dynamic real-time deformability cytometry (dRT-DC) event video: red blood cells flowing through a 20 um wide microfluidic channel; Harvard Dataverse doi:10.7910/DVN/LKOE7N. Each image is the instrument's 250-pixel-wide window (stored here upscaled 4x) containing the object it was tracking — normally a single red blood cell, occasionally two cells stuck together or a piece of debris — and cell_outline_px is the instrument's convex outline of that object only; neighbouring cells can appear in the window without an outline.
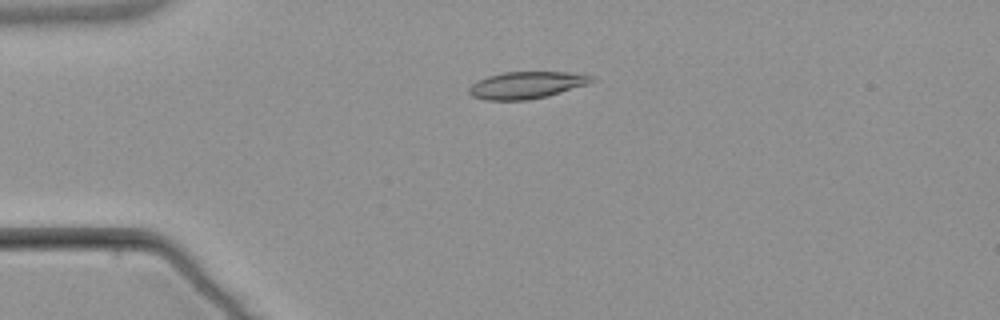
{"species": "common noctule bat (a hibernating species)", "species_latin": "Nyctalus noctula", "temperature_condition": "warm", "stored_images_in_passage": 6, "camera_frame_rate_fps": 3000, "um_per_image_px": 0.085, "animal": {"sex": "male", "body_mass_g": 21.5, "forearm_length_mm": 52.0}, "frame": {"image": 1, "passage_image": 4, "time_ms": 3.667, "image_size_px": [1000, 320], "cell_outline_px": [[596, 80], [588, 84], [548, 96], [528, 100], [484, 100], [472, 96], [468, 92], [468, 88], [472, 84], [488, 76], [504, 72], [568, 72], [596, 76]], "centroid_in_image_um": [44.78, 7.23], "position_along_channel_um": 40.2, "area_um2": 19.36}}
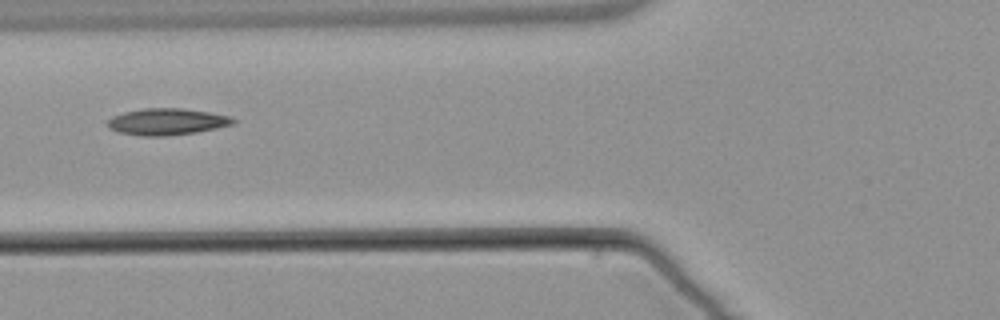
{"frame": {"image": 2, "passage_image": 6, "time_ms": 6.333, "image_size_px": [1000, 320], "cell_outline_px": [[236, 124], [196, 132], [164, 136], [144, 136], [120, 132], [108, 128], [108, 120], [112, 116], [124, 112], [144, 108], [180, 108], [212, 112], [228, 116], [236, 120]], "centroid_in_image_um": [14.21, 10.34], "position_along_channel_um": 111.6, "area_um2": 19.42}}